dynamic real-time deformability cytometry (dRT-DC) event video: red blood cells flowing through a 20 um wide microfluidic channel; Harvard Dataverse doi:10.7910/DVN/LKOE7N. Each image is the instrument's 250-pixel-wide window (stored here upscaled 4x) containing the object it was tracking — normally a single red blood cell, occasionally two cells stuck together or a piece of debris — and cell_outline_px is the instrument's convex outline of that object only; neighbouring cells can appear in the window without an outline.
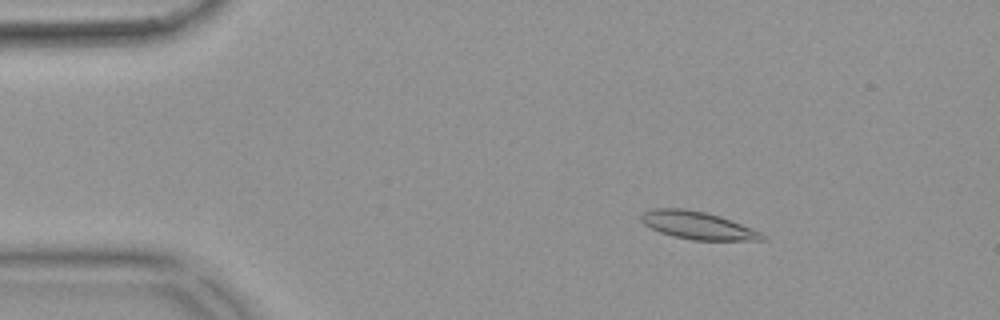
{"species": "common noctule bat (a hibernating species)", "species_latin": "Nyctalus noctula", "temperature_condition": "warm", "stored_images_in_passage": 49, "camera_frame_rate_fps": 3000, "um_per_image_px": 0.085, "animal": {"sex": "female", "body_mass_g": 18.4}, "frame": {"image": 1, "passage_image": 3, "time_ms": 0.667, "image_size_px": [1000, 320], "cell_outline_px": [[768, 236], [764, 240], [692, 240], [672, 236], [660, 232], [644, 224], [640, 220], [640, 216], [644, 212], [652, 208], [684, 208], [704, 212], [720, 216], [752, 228]], "centroid_in_image_um": [59.3, 19.16], "position_along_channel_um": 25.7, "area_um2": 19.54}}
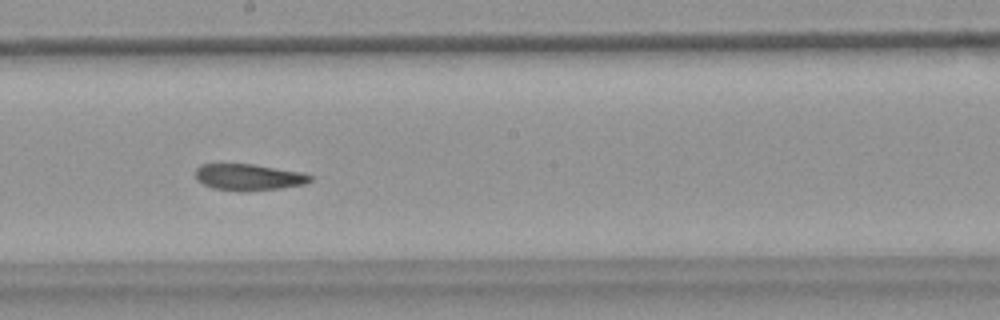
{"frame": {"image": 2, "passage_image": 25, "time_ms": 8.0, "image_size_px": [1000, 320], "cell_outline_px": [[312, 180], [304, 184], [280, 188], [248, 192], [244, 192], [212, 188], [196, 180], [196, 168], [200, 164], [252, 164], [300, 172], [312, 176]], "centroid_in_image_um": [21.1, 15.07], "position_along_channel_um": 227.1, "area_um2": 17.69}}
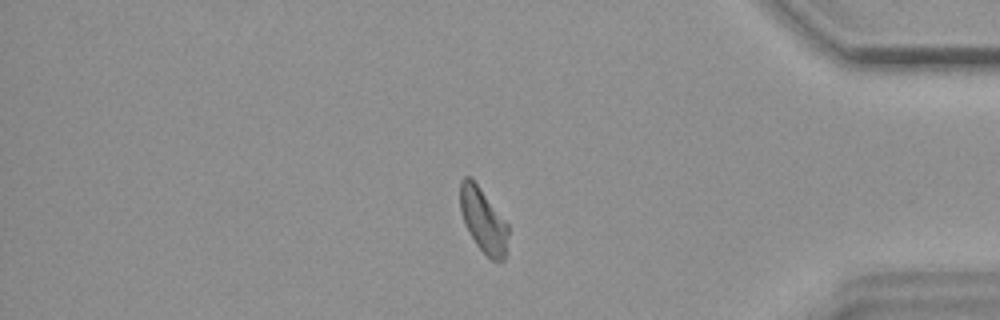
{"frame": {"image": 3, "passage_image": 41, "time_ms": 13.333, "image_size_px": [1000, 320], "cell_outline_px": [[508, 232], [504, 260], [492, 260], [476, 244], [468, 232], [464, 224], [460, 212], [460, 180], [464, 176], [468, 176], [476, 184], [508, 224]], "centroid_in_image_um": [41.04, 18.73], "position_along_channel_um": 394.2, "area_um2": 17.63}, "authors_computed_cell_mechanics": {"area_um2": 18.5538, "velocity_mm_per_s": 3.6629, "shape_relaxation_time_tau1_ms": 9.987, "shape_relaxation_time_tau2_ms": 4.7411, "deformation_change_tau1": 0.1955, "deformation_change_tau2": 0.1057}}